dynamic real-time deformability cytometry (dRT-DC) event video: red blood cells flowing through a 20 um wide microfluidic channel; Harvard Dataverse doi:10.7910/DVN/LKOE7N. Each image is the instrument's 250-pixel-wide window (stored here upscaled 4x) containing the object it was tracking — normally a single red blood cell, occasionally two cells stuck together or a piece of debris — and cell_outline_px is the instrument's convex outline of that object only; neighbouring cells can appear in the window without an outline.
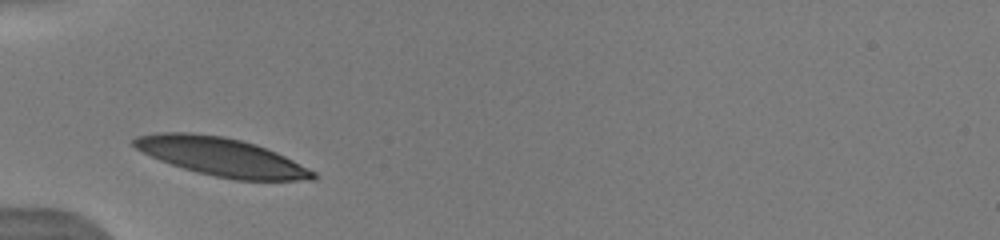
{"species": "human", "species_latin": "Homo sapiens", "temperature_condition": "warm", "stored_images_in_passage": 14, "camera_frame_rate_fps": 3000, "um_per_image_px": 0.085, "donor": {"sex": "male"}, "frame": {"image": 1, "passage_image": 1, "time_ms": 0.0, "image_size_px": [1000, 240], "cell_outline_px": [[316, 176], [312, 180], [236, 180], [196, 172], [160, 160], [136, 148], [132, 144], [132, 140], [136, 136], [156, 132], [188, 132], [224, 136], [256, 144], [276, 152], [316, 172]], "centroid_in_image_um": [18.81, 13.32], "position_along_channel_um": 66.2, "area_um2": 39.65}}
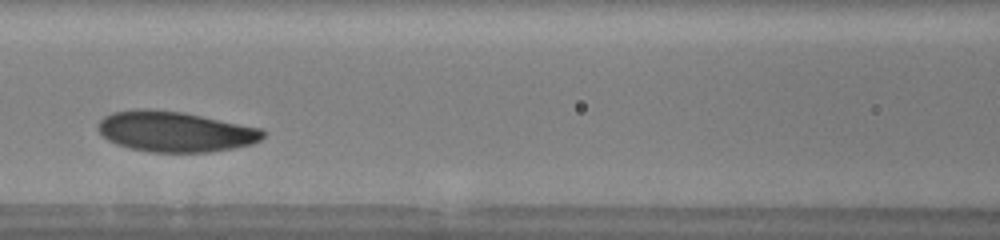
{"frame": {"image": 2, "passage_image": 10, "time_ms": 2.333, "image_size_px": [1000, 240], "cell_outline_px": [[264, 136], [260, 140], [252, 144], [232, 148], [208, 152], [152, 152], [128, 148], [116, 144], [108, 140], [96, 128], [96, 124], [104, 116], [112, 112], [136, 108], [148, 108], [184, 112], [260, 128], [264, 132]], "centroid_in_image_um": [14.83, 11.17], "position_along_channel_um": 151.8, "area_um2": 39.07}}